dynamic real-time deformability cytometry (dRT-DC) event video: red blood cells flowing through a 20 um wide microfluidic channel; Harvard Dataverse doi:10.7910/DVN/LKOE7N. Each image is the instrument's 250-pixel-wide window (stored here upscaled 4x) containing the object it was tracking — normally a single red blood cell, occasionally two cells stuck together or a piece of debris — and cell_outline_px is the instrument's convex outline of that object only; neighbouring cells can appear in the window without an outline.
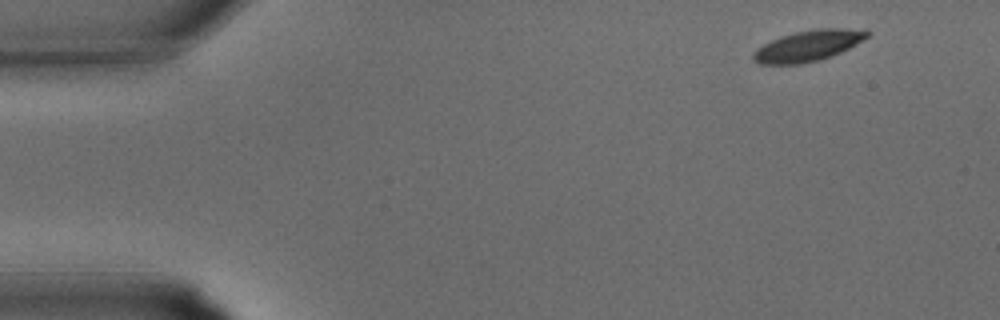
{"species": "common noctule bat (a hibernating species)", "species_latin": "Nyctalus noctula", "temperature_condition": "warm", "stored_images_in_passage": 8, "camera_frame_rate_fps": 3000, "um_per_image_px": 0.085, "animal": {"sex": "male", "body_mass_g": 15.6}, "frame": {"image": 1, "passage_image": 1, "time_ms": 0.0, "image_size_px": [1000, 320], "cell_outline_px": [[872, 32], [868, 36], [848, 48], [832, 56], [820, 60], [800, 64], [760, 64], [752, 60], [752, 52], [756, 48], [780, 36], [796, 32], [820, 28], [840, 28]], "centroid_in_image_um": [68.62, 3.91], "position_along_channel_um": 16.4, "area_um2": 20.29}}